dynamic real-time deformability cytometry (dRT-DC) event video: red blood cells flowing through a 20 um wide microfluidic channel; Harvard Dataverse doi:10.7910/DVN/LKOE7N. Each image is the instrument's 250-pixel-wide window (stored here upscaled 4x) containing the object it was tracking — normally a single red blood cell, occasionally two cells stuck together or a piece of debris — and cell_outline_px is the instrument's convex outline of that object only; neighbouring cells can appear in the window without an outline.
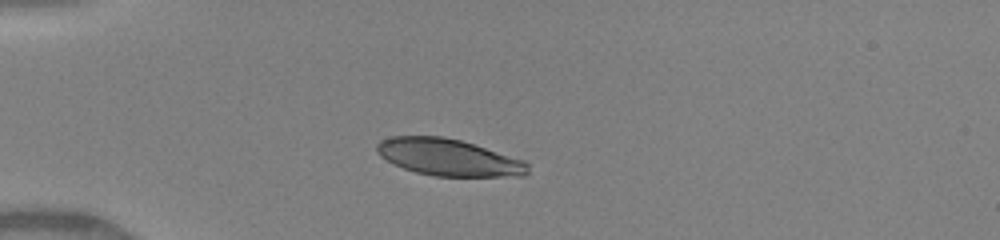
{"species": "human", "species_latin": "Homo sapiens", "temperature_condition": "warm", "stored_images_in_passage": 25, "camera_frame_rate_fps": 3000, "um_per_image_px": 0.085, "donor": {"sex": "female"}, "frame": {"image": 1, "passage_image": 1, "time_ms": 0.0, "image_size_px": [1000, 240], "cell_outline_px": [[528, 172], [524, 176], [436, 176], [416, 172], [404, 168], [380, 156], [376, 152], [376, 144], [380, 140], [392, 136], [444, 136], [460, 140], [524, 160], [528, 164]], "centroid_in_image_um": [38.11, 13.37], "position_along_channel_um": 46.9, "area_um2": 32.19}}
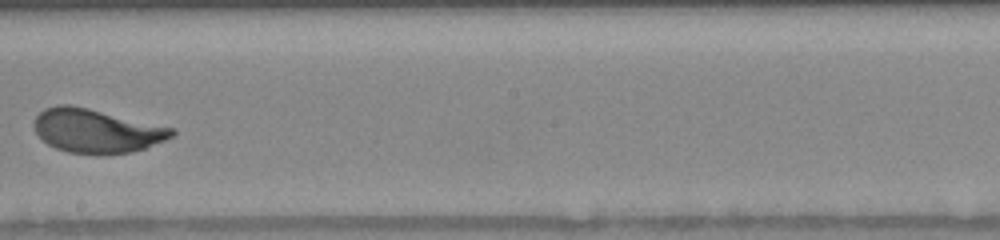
{"frame": {"image": 2, "passage_image": 14, "time_ms": 5.333, "image_size_px": [1000, 240], "cell_outline_px": [[176, 132], [172, 136], [164, 140], [144, 148], [128, 152], [100, 156], [96, 156], [68, 152], [56, 148], [48, 144], [36, 132], [32, 124], [36, 116], [44, 108], [56, 104], [72, 104], [176, 128]], "centroid_in_image_um": [8.18, 11.12], "position_along_channel_um": 240.0, "area_um2": 35.6}}
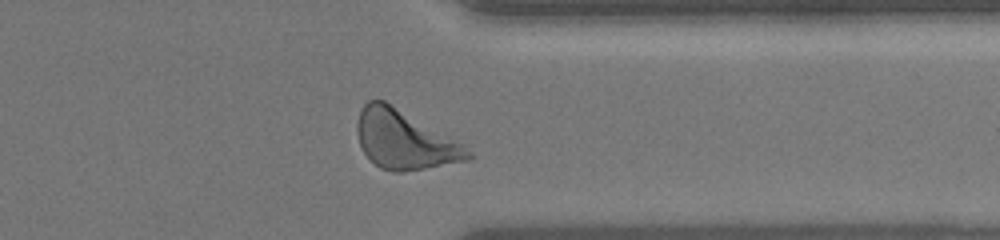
{"frame": {"image": 3, "passage_image": 23, "time_ms": 8.667, "image_size_px": [1000, 240], "cell_outline_px": [[472, 160], [400, 172], [392, 172], [380, 168], [364, 152], [360, 144], [356, 132], [356, 124], [360, 112], [364, 104], [368, 100], [384, 100], [464, 144], [472, 152]], "centroid_in_image_um": [34.4, 11.89], "position_along_channel_um": 377.0, "area_um2": 37.69}, "authors_computed_cell_mechanics": {"area_um2": 35.4314, "velocity_mm_per_s": 4.1337, "shape_relaxation_time_tau1_ms": 2.8483, "shape_relaxation_time_tau2_ms": null, "deformation_change_tau1": 0.1628, "deformation_change_tau2": null}}